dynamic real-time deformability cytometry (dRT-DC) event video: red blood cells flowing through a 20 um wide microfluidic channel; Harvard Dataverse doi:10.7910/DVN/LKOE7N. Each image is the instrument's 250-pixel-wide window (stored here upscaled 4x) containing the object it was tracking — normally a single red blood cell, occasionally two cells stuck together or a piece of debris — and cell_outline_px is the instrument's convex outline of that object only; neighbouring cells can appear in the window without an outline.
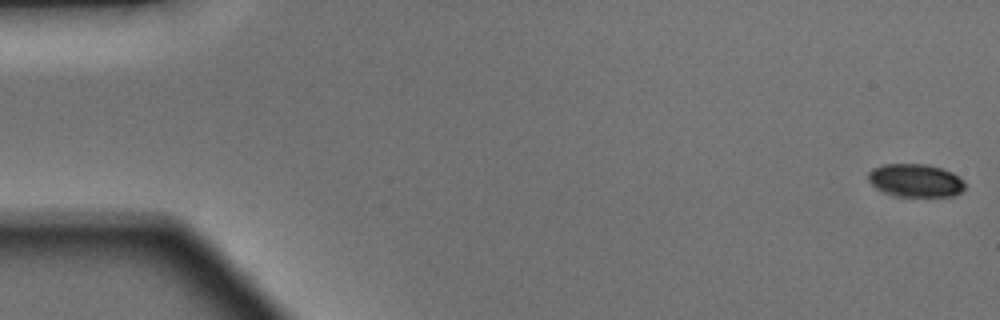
{"species": "Egyptian fruit bat (a non-hibernating species)", "species_latin": "Rousettus aegyptiacus", "temperature_condition": "warm", "stored_images_in_passage": 49, "camera_frame_rate_fps": 3000, "um_per_image_px": 0.085, "animal": {"sex": "male"}, "frame": {"image": 1, "passage_image": 1, "time_ms": 0.0, "image_size_px": [1000, 320], "cell_outline_px": [[964, 188], [960, 192], [952, 196], [896, 196], [884, 192], [872, 184], [868, 180], [868, 172], [872, 168], [880, 164], [924, 164], [940, 168], [952, 172], [964, 184]], "centroid_in_image_um": [77.76, 15.33], "position_along_channel_um": 7.2, "area_um2": 18.38}}
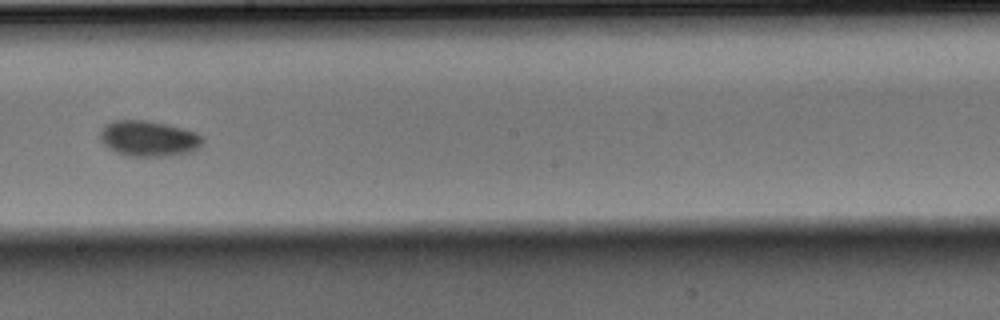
{"frame": {"image": 2, "passage_image": 28, "time_ms": 9.0, "image_size_px": [1000, 320], "cell_outline_px": [[204, 140], [200, 148], [192, 152], [172, 156], [124, 156], [108, 148], [100, 140], [100, 128], [104, 124], [112, 120], [148, 120], [168, 124], [184, 128], [196, 132], [204, 136]], "centroid_in_image_um": [12.65, 11.77], "position_along_channel_um": 235.5, "area_um2": 21.96}}
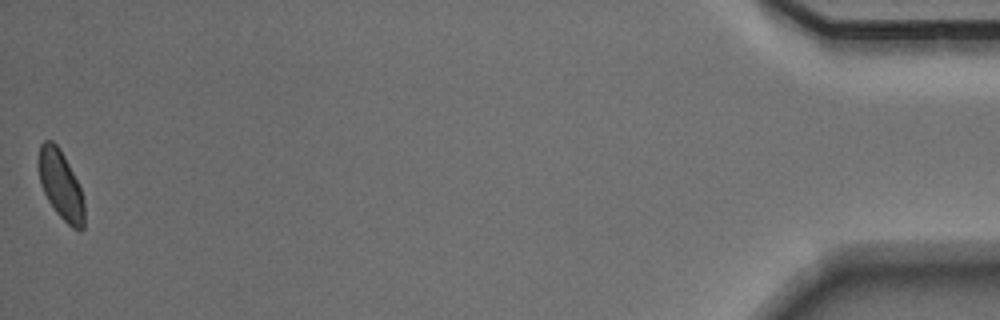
{"frame": {"image": 3, "passage_image": 49, "time_ms": 16.0, "image_size_px": [1000, 320], "cell_outline_px": [[84, 228], [80, 232], [72, 228], [56, 212], [48, 200], [44, 192], [40, 180], [40, 144], [44, 140], [52, 140], [60, 148], [80, 188], [84, 200]], "centroid_in_image_um": [5.2, 15.77], "position_along_channel_um": 430.0, "area_um2": 17.92}, "authors_computed_cell_mechanics": {"area_um2": 19.652, "velocity_mm_per_s": 4.1414, "shape_relaxation_time_tau1_ms": 1.9692, "shape_relaxation_time_tau2_ms": null, "deformation_change_tau1": 0.0876, "deformation_change_tau2": null}}